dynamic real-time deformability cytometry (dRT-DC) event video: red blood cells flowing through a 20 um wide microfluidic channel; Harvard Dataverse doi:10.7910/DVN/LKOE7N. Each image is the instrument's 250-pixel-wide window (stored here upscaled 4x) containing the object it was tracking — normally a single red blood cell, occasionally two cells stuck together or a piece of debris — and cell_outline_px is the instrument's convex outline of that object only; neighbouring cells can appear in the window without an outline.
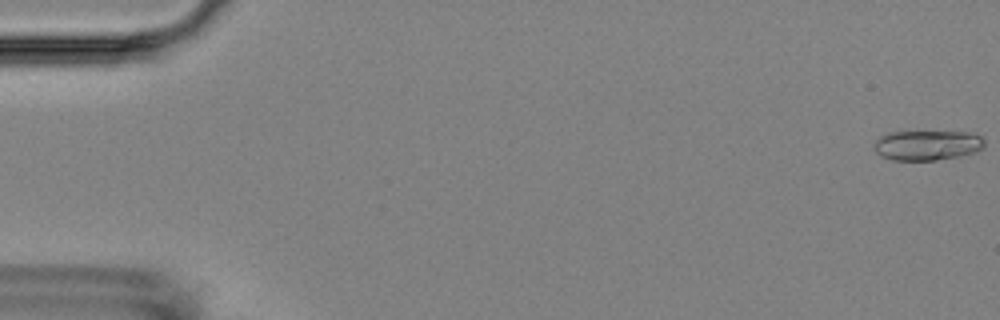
{"species": "Egyptian fruit bat (a non-hibernating species)", "species_latin": "Rousettus aegyptiacus", "temperature_condition": "room temperature", "stored_images_in_passage": 4, "camera_frame_rate_fps": 3000, "um_per_image_px": 0.085, "animal": {"sex": "female"}, "frame": {"image": 1, "passage_image": 1, "time_ms": 0.0, "image_size_px": [1000, 320], "cell_outline_px": [[984, 148], [976, 152], [960, 156], [936, 160], [892, 160], [880, 156], [876, 152], [876, 140], [880, 136], [888, 132], [968, 132], [980, 136], [984, 140]], "centroid_in_image_um": [78.83, 12.35], "position_along_channel_um": 6.2, "area_um2": 19.25}}